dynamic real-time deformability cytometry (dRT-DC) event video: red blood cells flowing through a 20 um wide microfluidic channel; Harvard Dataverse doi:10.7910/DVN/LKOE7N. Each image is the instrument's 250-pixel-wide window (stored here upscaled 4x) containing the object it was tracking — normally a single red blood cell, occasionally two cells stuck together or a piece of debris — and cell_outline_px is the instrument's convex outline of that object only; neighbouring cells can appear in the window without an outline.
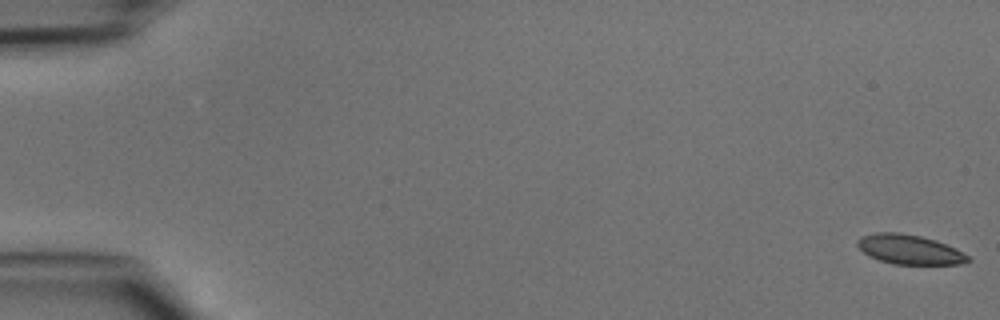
{"species": "common noctule bat (a hibernating species)", "species_latin": "Nyctalus noctula", "temperature_condition": "cold", "stored_images_in_passage": 48, "camera_frame_rate_fps": 3000, "um_per_image_px": 0.085, "animal": {"sex": "male", "body_mass_g": 15.6}, "frame": {"image": 1, "passage_image": 1, "time_ms": 0.0, "image_size_px": [1000, 320], "cell_outline_px": [[972, 260], [960, 264], [892, 264], [880, 260], [864, 252], [856, 244], [856, 240], [860, 236], [876, 232], [900, 232], [920, 236], [936, 240], [956, 248], [968, 256]], "centroid_in_image_um": [77.3, 21.19], "position_along_channel_um": 7.7, "area_um2": 19.02}}
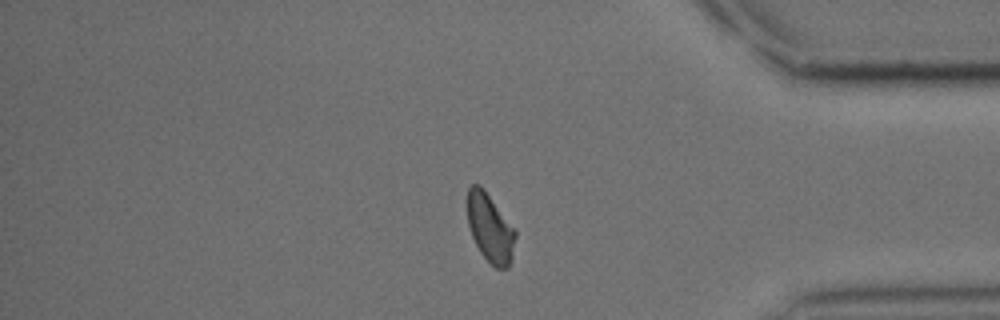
{"frame": {"image": 2, "passage_image": 41, "time_ms": 13.333, "image_size_px": [1000, 320], "cell_outline_px": [[516, 236], [512, 256], [508, 268], [496, 268], [480, 252], [472, 236], [468, 224], [468, 188], [472, 184], [480, 184], [484, 188], [516, 228]], "centroid_in_image_um": [41.68, 19.34], "position_along_channel_um": 393.5, "area_um2": 19.25}}
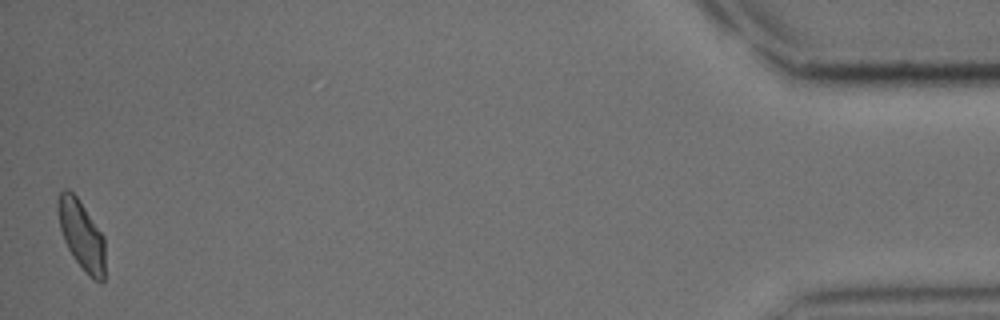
{"frame": {"image": 3, "passage_image": 48, "time_ms": 15.667, "image_size_px": [1000, 320], "cell_outline_px": [[104, 280], [92, 280], [84, 272], [72, 256], [64, 240], [60, 228], [56, 208], [56, 204], [60, 192], [64, 188], [68, 188], [76, 196], [104, 236]], "centroid_in_image_um": [6.9, 19.97], "position_along_channel_um": 428.3, "area_um2": 19.07}}